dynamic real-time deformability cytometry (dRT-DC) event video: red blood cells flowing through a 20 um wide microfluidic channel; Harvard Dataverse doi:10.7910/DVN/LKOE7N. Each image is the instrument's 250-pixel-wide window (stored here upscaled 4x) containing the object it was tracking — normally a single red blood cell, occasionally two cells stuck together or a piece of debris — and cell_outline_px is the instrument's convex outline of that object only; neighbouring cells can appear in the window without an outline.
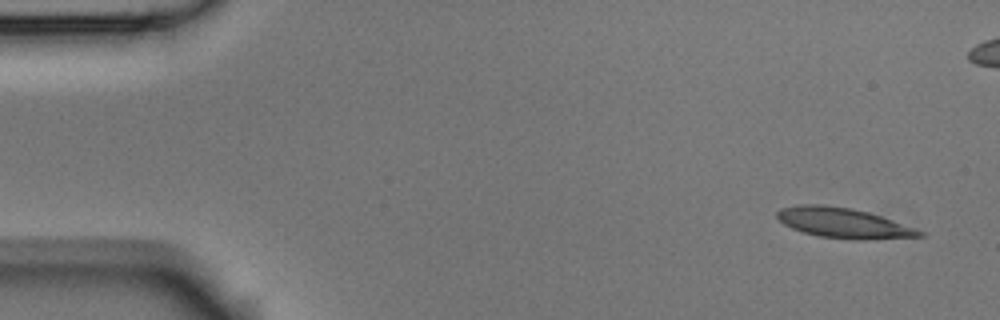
{"species": "Egyptian fruit bat (a non-hibernating species)", "species_latin": "Rousettus aegyptiacus", "temperature_condition": "room temperature", "stored_images_in_passage": 6, "segment_of_instrument_passage": [1, 2], "camera_frame_rate_fps": 3000, "um_per_image_px": 0.085, "animal": {"sex": "male"}, "frame": {"image": 1, "passage_image": 1, "time_ms": 0.0, "image_size_px": [1000, 320], "cell_outline_px": [[928, 236], [864, 240], [856, 240], [820, 236], [804, 232], [792, 228], [784, 224], [776, 216], [776, 212], [780, 208], [796, 204], [824, 204], [852, 208], [868, 212], [892, 220], [924, 232]], "centroid_in_image_um": [71.67, 18.94], "position_along_channel_um": 13.3, "area_um2": 25.03}}
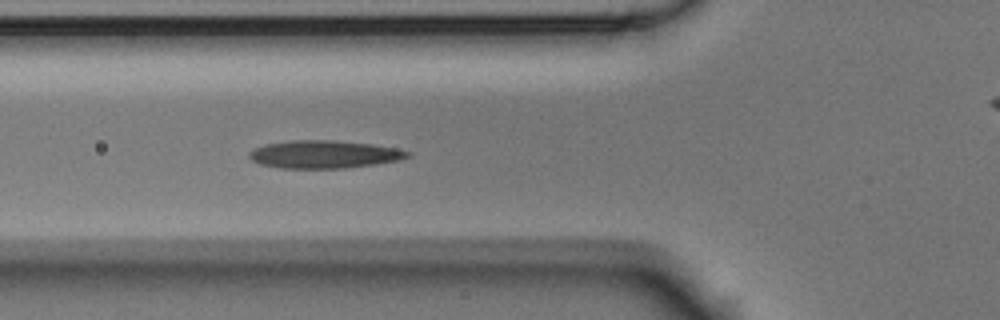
{"frame": {"image": 2, "passage_image": 5, "time_ms": 1.333, "image_size_px": [1000, 320], "cell_outline_px": [[412, 156], [400, 160], [376, 164], [344, 168], [280, 168], [260, 164], [252, 160], [248, 156], [248, 152], [264, 144], [288, 140], [336, 140], [372, 144], [396, 148], [412, 152]], "centroid_in_image_um": [27.57, 13.11], "position_along_channel_um": 98.2, "area_um2": 25.89}}